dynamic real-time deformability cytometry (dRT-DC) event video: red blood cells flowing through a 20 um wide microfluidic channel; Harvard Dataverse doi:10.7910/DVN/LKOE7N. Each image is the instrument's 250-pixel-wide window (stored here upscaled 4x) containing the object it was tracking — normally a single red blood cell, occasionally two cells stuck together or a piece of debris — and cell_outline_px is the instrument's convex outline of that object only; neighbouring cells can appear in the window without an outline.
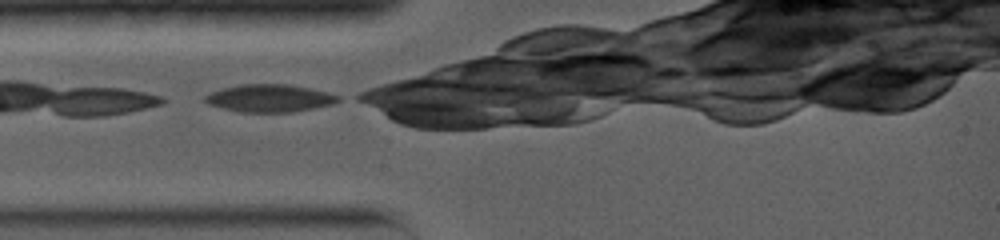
{"species": "common noctule bat (a hibernating species)", "species_latin": "Nyctalus noctula", "temperature_condition": "warm", "stored_images_in_passage": 25, "camera_frame_rate_fps": 5000, "um_per_image_px": 0.085, "animal": {"sex": "female", "body_mass_g": 19.0, "forearm_length_mm": 56.7}, "frame": {"image": 1, "passage_image": 1, "time_ms": 0.0, "image_size_px": [1000, 240], "cell_outline_px": [[340, 100], [332, 104], [292, 112], [240, 112], [208, 104], [204, 100], [204, 96], [220, 88], [240, 84], [288, 84], [328, 92], [340, 96]], "centroid_in_image_um": [22.9, 8.34], "position_along_channel_um": 62.1, "area_um2": 21.33}}
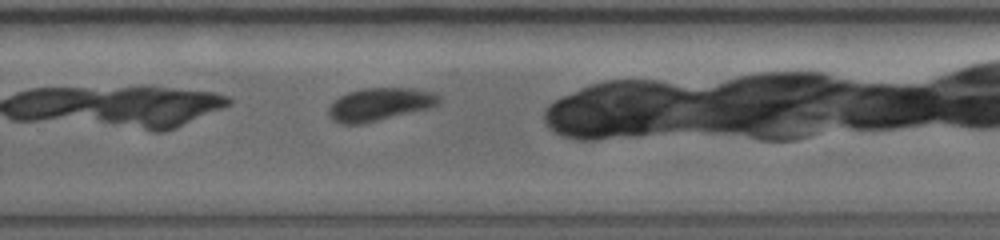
{"frame": {"image": 2, "passage_image": 15, "time_ms": 6.0, "image_size_px": [1000, 240], "cell_outline_px": [[440, 104], [432, 108], [364, 124], [340, 124], [332, 120], [328, 116], [328, 108], [340, 96], [348, 92], [364, 88], [412, 88], [436, 92], [440, 96]], "centroid_in_image_um": [32.32, 8.88], "position_along_channel_um": 297.5, "area_um2": 21.56}}
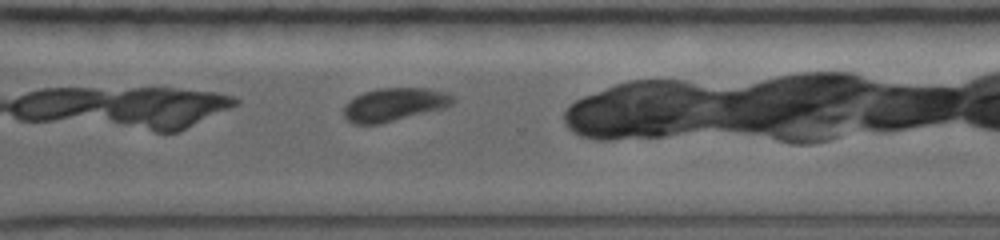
{"frame": {"image": 3, "passage_image": 18, "time_ms": 7.0, "image_size_px": [1000, 240], "cell_outline_px": [[456, 100], [452, 104], [444, 108], [380, 124], [352, 124], [344, 116], [344, 108], [348, 100], [364, 92], [376, 88], [428, 88], [448, 92]], "centroid_in_image_um": [33.52, 8.88], "position_along_channel_um": 337.1, "area_um2": 21.21}}